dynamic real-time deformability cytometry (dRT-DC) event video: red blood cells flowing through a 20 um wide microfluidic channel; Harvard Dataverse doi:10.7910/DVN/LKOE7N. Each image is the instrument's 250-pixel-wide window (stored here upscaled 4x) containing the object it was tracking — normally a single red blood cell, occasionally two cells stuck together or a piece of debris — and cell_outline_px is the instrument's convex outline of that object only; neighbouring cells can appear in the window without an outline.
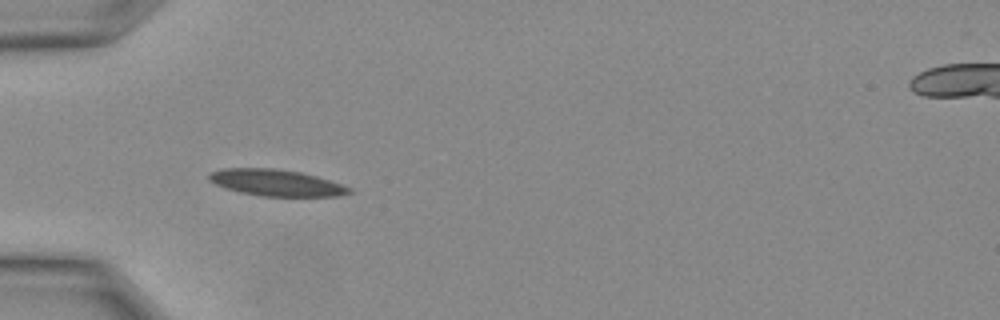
{"species": "Egyptian fruit bat (a non-hibernating species)", "species_latin": "Rousettus aegyptiacus", "temperature_condition": "warm", "stored_images_in_passage": 10, "camera_frame_rate_fps": 3000, "um_per_image_px": 0.085, "animal": {"sex": "female"}, "frame": {"image": 1, "passage_image": 5, "time_ms": 1.333, "image_size_px": [1000, 320], "cell_outline_px": [[352, 192], [336, 196], [264, 196], [240, 192], [216, 184], [208, 180], [208, 172], [224, 168], [276, 168], [300, 172], [316, 176], [352, 188]], "centroid_in_image_um": [23.45, 15.52], "position_along_channel_um": 61.6, "area_um2": 21.44}}
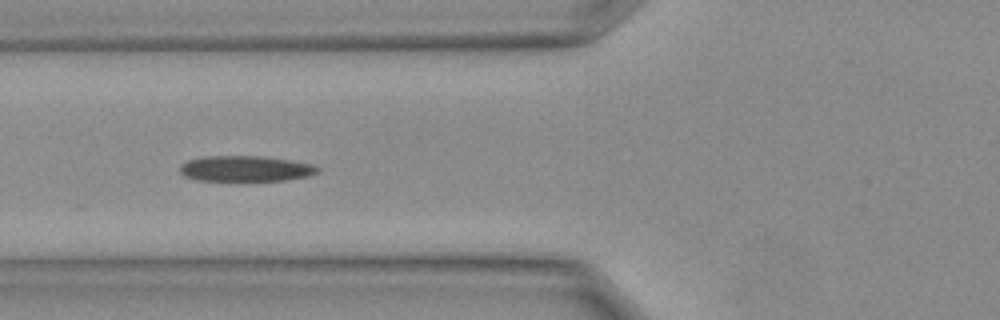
{"frame": {"image": 2, "passage_image": 7, "time_ms": 2.0, "image_size_px": [1000, 320], "cell_outline_px": [[320, 172], [308, 176], [284, 180], [200, 180], [184, 176], [180, 172], [180, 164], [188, 160], [204, 156], [264, 156], [312, 164], [320, 168]], "centroid_in_image_um": [20.87, 14.32], "position_along_channel_um": 104.9, "area_um2": 20.46}}
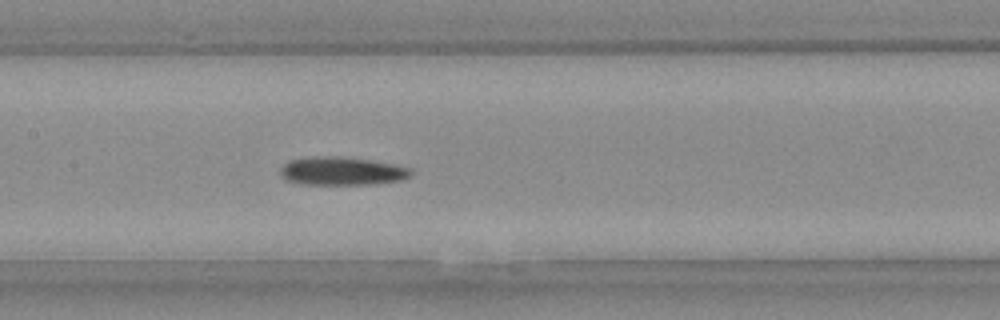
{"frame": {"image": 3, "passage_image": 10, "time_ms": 3.0, "image_size_px": [1000, 320], "cell_outline_px": [[412, 172], [408, 176], [400, 180], [372, 184], [300, 184], [288, 180], [280, 176], [280, 168], [288, 160], [328, 156], [368, 160], [396, 164], [412, 168]], "centroid_in_image_um": [29.05, 14.55], "position_along_channel_um": 178.3, "area_um2": 21.15}}